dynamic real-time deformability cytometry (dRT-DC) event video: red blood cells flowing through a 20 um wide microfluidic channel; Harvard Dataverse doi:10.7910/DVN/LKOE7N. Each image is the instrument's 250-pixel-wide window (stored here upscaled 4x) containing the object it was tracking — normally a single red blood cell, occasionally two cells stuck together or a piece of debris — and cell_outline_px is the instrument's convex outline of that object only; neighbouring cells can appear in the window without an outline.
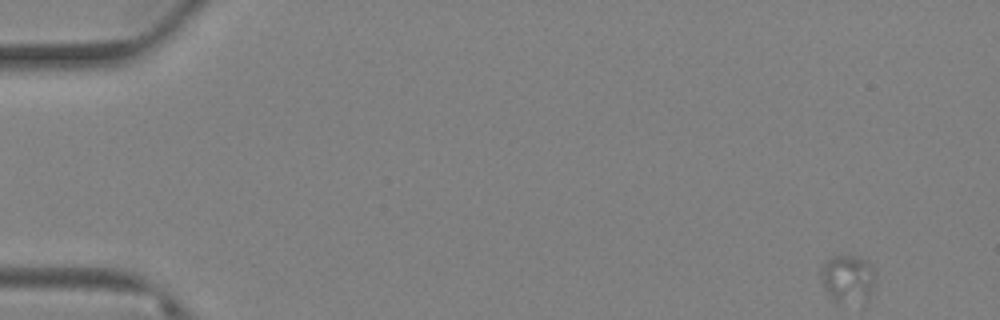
{"species": "Egyptian fruit bat (a non-hibernating species)", "species_latin": "Rousettus aegyptiacus", "temperature_condition": "warm", "stored_images_in_passage": 77, "camera_frame_rate_fps": 3000, "um_per_image_px": 0.085, "animal": {"sex": "female"}, "frame": {"image": 1, "passage_image": 1, "time_ms": 0.0, "image_size_px": [1000, 320], "cell_outline_px": [[876, 276], [872, 296], [868, 304], [836, 304], [832, 300], [824, 288], [820, 280], [820, 268], [824, 260], [832, 256], [860, 256], [868, 260], [876, 272]], "centroid_in_image_um": [72.1, 23.75], "position_along_channel_um": 12.9, "area_um2": 16.53}}
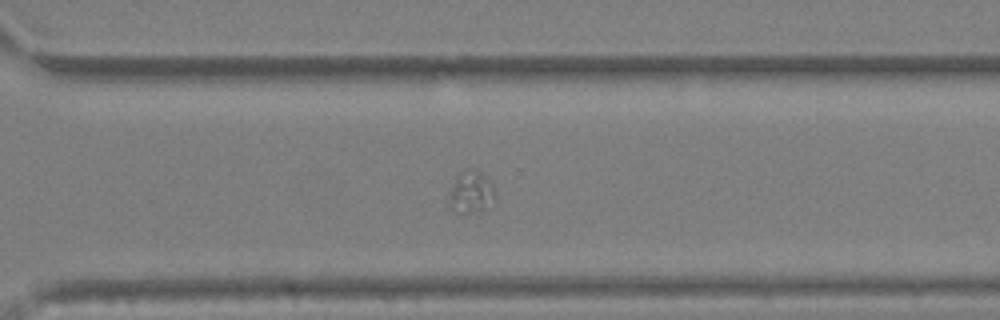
{"frame": {"image": 2, "passage_image": 55, "time_ms": 18.0, "image_size_px": [1000, 320], "cell_outline_px": [[496, 204], [468, 212], [452, 212], [448, 208], [448, 192], [456, 176], [464, 168], [476, 168], [488, 176], [496, 192]], "centroid_in_image_um": [40.04, 16.28], "position_along_channel_um": 330.6, "area_um2": 11.96}}
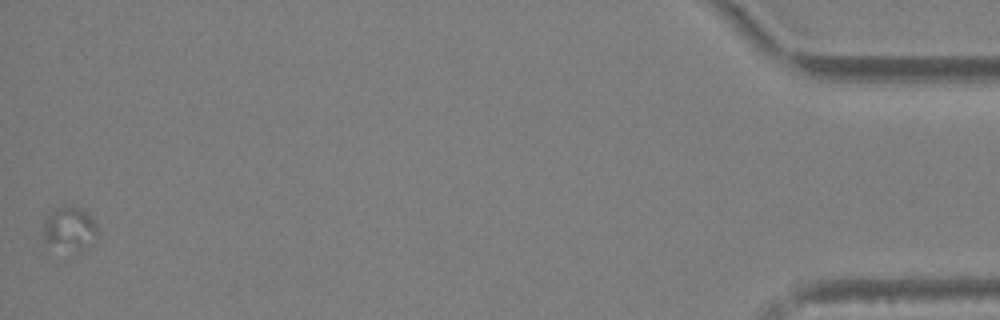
{"frame": {"image": 3, "passage_image": 77, "time_ms": 25.333, "image_size_px": [1000, 320], "cell_outline_px": [[100, 236], [84, 252], [80, 252], [44, 240], [44, 220], [52, 212], [64, 204], [80, 208], [96, 224], [100, 232]], "centroid_in_image_um": [6.01, 19.43], "position_along_channel_um": 429.2, "area_um2": 13.58}}